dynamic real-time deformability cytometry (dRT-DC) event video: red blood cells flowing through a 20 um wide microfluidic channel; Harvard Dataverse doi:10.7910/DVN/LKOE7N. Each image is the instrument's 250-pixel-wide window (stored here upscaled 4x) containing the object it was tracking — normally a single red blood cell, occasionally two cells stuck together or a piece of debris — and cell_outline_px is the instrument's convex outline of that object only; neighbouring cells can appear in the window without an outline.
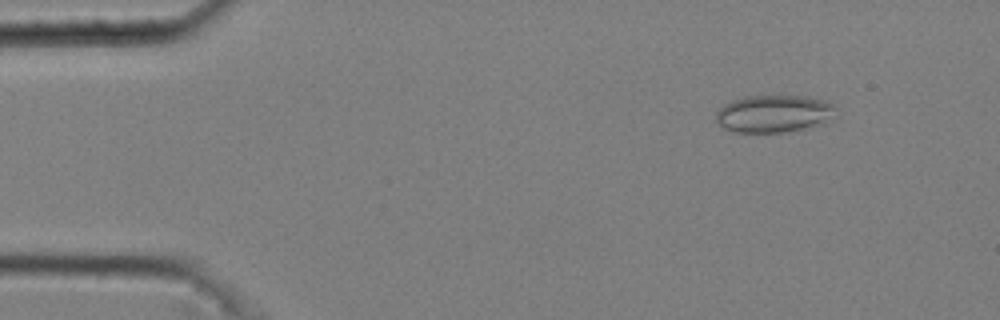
{"species": "common noctule bat (a hibernating species)", "species_latin": "Nyctalus noctula", "temperature_condition": "cold", "stored_images_in_passage": 49, "camera_frame_rate_fps": 3000, "um_per_image_px": 0.085, "animal": {"sex": "male", "body_mass_g": 20.4}, "frame": {"image": 1, "passage_image": 6, "time_ms": 1.667, "image_size_px": [1000, 320], "cell_outline_px": [[836, 108], [824, 124], [812, 128], [784, 132], [732, 132], [720, 128], [716, 120], [716, 112], [724, 104], [732, 100], [744, 96], [804, 96], [824, 100], [832, 104]], "centroid_in_image_um": [65.73, 9.68], "position_along_channel_um": 19.3, "area_um2": 26.36}}
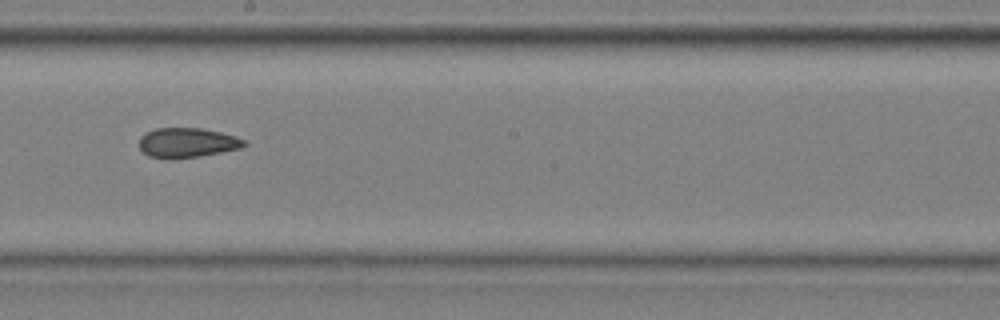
{"frame": {"image": 2, "passage_image": 30, "time_ms": 9.667, "image_size_px": [1000, 320], "cell_outline_px": [[248, 144], [240, 148], [200, 156], [172, 160], [168, 160], [148, 156], [140, 148], [140, 136], [156, 128], [200, 128], [220, 132], [236, 136], [244, 140]], "centroid_in_image_um": [15.9, 12.14], "position_along_channel_um": 232.3, "area_um2": 18.26}}
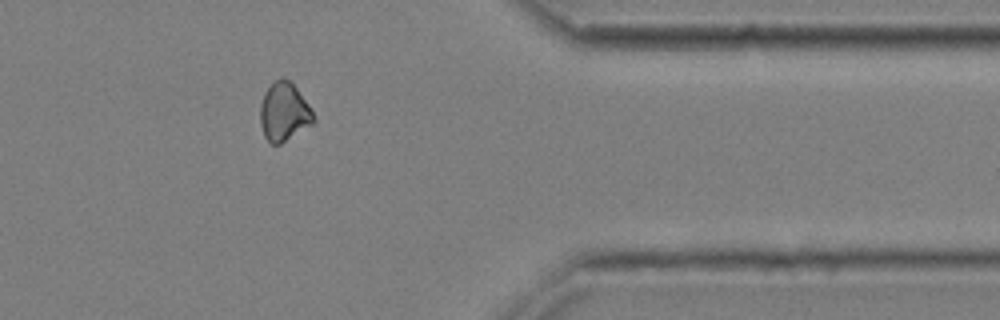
{"frame": {"image": 3, "passage_image": 44, "time_ms": 14.333, "image_size_px": [1000, 320], "cell_outline_px": [[316, 120], [312, 124], [280, 144], [272, 144], [264, 136], [260, 124], [260, 104], [264, 92], [272, 80], [280, 76], [288, 80], [296, 88], [312, 108]], "centroid_in_image_um": [24.13, 9.49], "position_along_channel_um": 387.3, "area_um2": 18.38}, "authors_computed_cell_mechanics": {"area_um2": 18.6694, "velocity_mm_per_s": 3.691, "shape_relaxation_time_tau1_ms": null, "shape_relaxation_time_tau2_ms": 2.935, "deformation_change_tau1": null, "deformation_change_tau2": 0.0915}}